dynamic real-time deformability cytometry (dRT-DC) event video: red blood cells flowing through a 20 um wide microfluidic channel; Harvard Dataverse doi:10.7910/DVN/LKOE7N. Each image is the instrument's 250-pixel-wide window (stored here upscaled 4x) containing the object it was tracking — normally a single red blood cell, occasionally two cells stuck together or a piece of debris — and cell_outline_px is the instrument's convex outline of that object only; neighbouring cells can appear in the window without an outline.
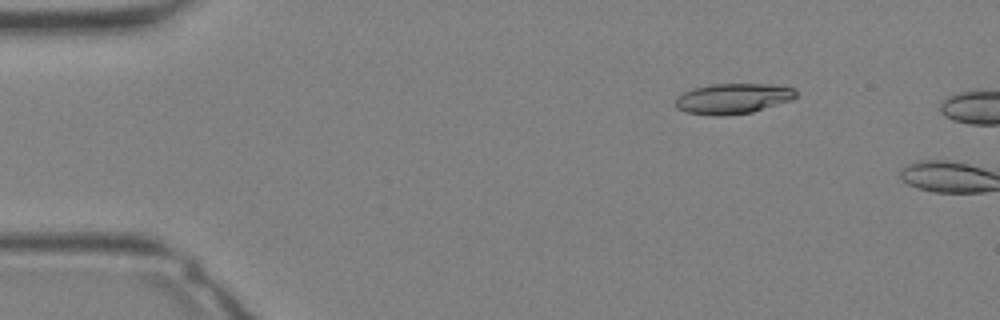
{"species": "Egyptian fruit bat (a non-hibernating species)", "species_latin": "Rousettus aegyptiacus", "temperature_condition": "warm", "stored_images_in_passage": 5, "camera_frame_rate_fps": 3000, "um_per_image_px": 0.085, "animal": {"sex": "female"}, "frame": {"image": 1, "passage_image": 3, "time_ms": 0.667, "image_size_px": [1000, 320], "cell_outline_px": [[796, 96], [792, 100], [752, 112], [720, 116], [712, 116], [688, 112], [676, 108], [676, 96], [692, 88], [712, 84], [768, 84], [792, 88], [796, 92]], "centroid_in_image_um": [62.27, 8.38], "position_along_channel_um": 22.7, "area_um2": 21.27}}